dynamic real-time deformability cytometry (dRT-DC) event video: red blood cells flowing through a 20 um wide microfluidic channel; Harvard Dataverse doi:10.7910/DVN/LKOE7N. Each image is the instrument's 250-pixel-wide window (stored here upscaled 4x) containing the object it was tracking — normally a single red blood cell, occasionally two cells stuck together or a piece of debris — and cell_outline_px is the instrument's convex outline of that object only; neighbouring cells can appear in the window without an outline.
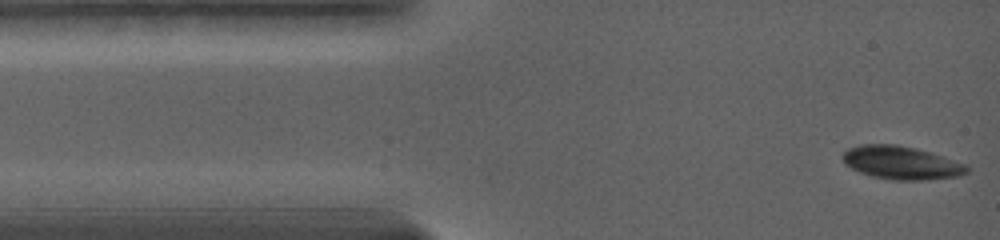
{"species": "common noctule bat (a hibernating species)", "species_latin": "Nyctalus noctula", "temperature_condition": "warm", "stored_images_in_passage": 56, "camera_frame_rate_fps": 5000, "um_per_image_px": 0.085, "animal": {"sex": "female", "body_mass_g": 19.0, "forearm_length_mm": 56.7}, "frame": {"image": 1, "passage_image": 1, "time_ms": 0.0, "image_size_px": [1000, 240], "cell_outline_px": [[968, 172], [956, 176], [928, 180], [888, 180], [872, 176], [860, 172], [844, 164], [844, 152], [848, 148], [860, 144], [896, 144], [916, 148], [964, 164], [968, 168]], "centroid_in_image_um": [76.56, 13.84], "position_along_channel_um": 8.4, "area_um2": 23.76}}
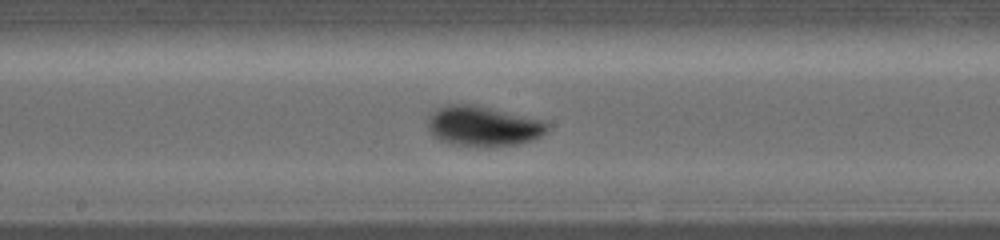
{"frame": {"image": 2, "passage_image": 29, "time_ms": 7.2, "image_size_px": [1000, 240], "cell_outline_px": [[548, 132], [532, 140], [516, 144], [496, 148], [484, 148], [452, 144], [440, 140], [432, 136], [428, 128], [428, 116], [436, 108], [448, 104], [476, 104], [544, 120], [548, 124]], "centroid_in_image_um": [41.06, 10.73], "position_along_channel_um": 207.1, "area_um2": 28.67}}
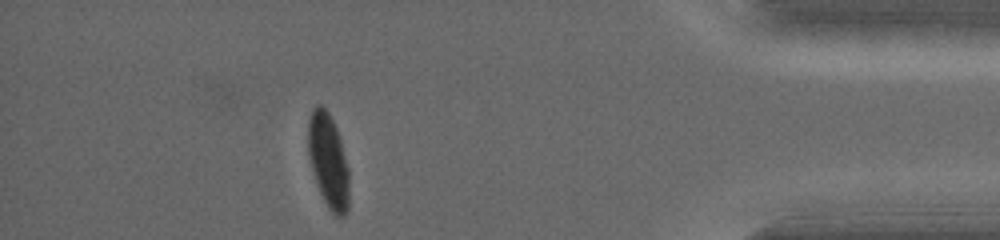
{"frame": {"image": 3, "passage_image": 56, "time_ms": 14.0, "image_size_px": [1000, 240], "cell_outline_px": [[348, 208], [344, 216], [336, 216], [328, 208], [320, 192], [308, 156], [308, 120], [312, 108], [316, 104], [320, 104], [328, 112], [336, 128], [340, 140], [348, 168]], "centroid_in_image_um": [27.89, 13.65], "position_along_channel_um": 407.3, "area_um2": 22.2}, "authors_computed_cell_mechanics": {"area_um2": 25.4031, "velocity_mm_per_s": 3.6672, "shape_relaxation_time_tau1_ms": 2.3865, "shape_relaxation_time_tau2_ms": null, "deformation_change_tau1": 0.1667, "deformation_change_tau2": null}}